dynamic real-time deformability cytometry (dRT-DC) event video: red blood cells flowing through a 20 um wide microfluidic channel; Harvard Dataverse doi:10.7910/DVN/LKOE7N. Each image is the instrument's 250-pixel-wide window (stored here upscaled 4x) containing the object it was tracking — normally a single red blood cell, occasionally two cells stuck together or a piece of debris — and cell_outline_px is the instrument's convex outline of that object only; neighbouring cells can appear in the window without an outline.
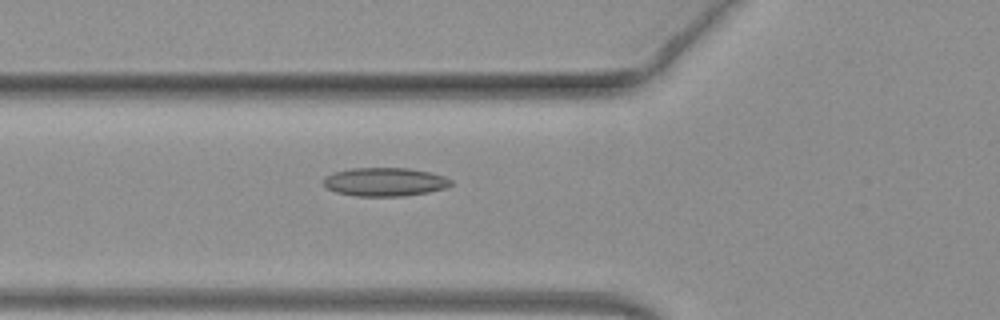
{"species": "common noctule bat (a hibernating species)", "species_latin": "Nyctalus noctula", "temperature_condition": "warm", "stored_images_in_passage": 38, "camera_frame_rate_fps": 3000, "um_per_image_px": 0.085, "animal": {"sex": "female", "body_mass_g": 19.3, "forearm_length_mm": 54.1}, "frame": {"image": 1, "passage_image": 8, "time_ms": 2.333, "image_size_px": [1000, 320], "cell_outline_px": [[452, 184], [448, 188], [428, 192], [404, 196], [356, 196], [336, 192], [328, 188], [324, 184], [324, 176], [336, 172], [352, 168], [408, 168], [432, 172], [444, 176], [452, 180]], "centroid_in_image_um": [32.76, 15.46], "position_along_channel_um": 93.0, "area_um2": 21.27}}
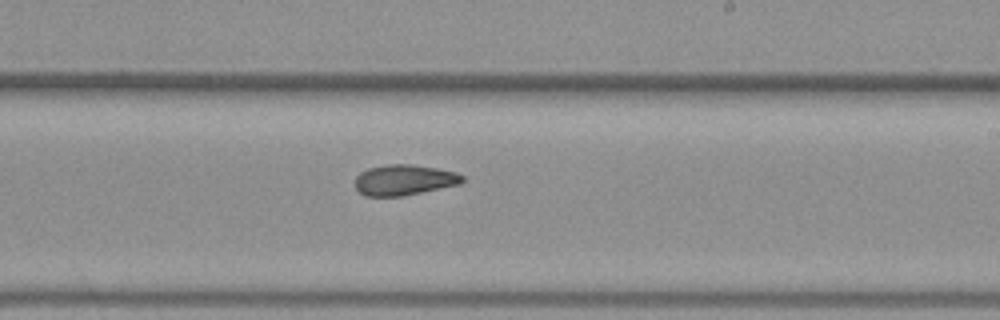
{"frame": {"image": 2, "passage_image": 20, "time_ms": 6.333, "image_size_px": [1000, 320], "cell_outline_px": [[464, 180], [460, 184], [400, 196], [364, 196], [356, 188], [356, 176], [360, 172], [368, 168], [384, 164], [412, 164], [436, 168], [456, 172], [464, 176]], "centroid_in_image_um": [34.34, 15.28], "position_along_channel_um": 254.7, "area_um2": 19.07}}
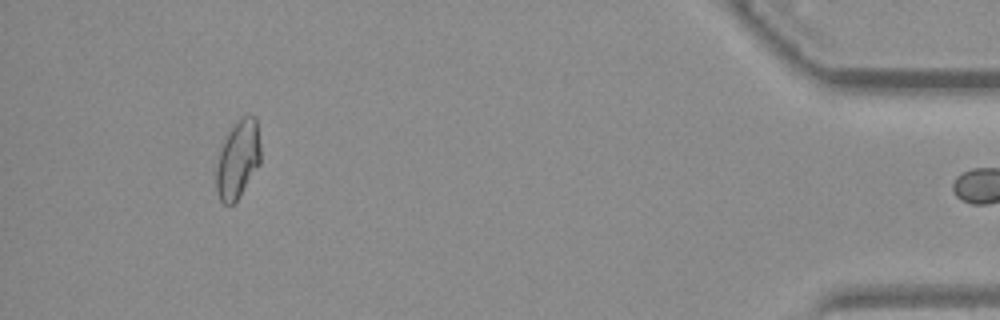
{"frame": {"image": 3, "passage_image": 37, "time_ms": 12.0, "image_size_px": [1000, 320], "cell_outline_px": [[260, 164], [236, 200], [232, 204], [224, 204], [220, 200], [216, 192], [216, 164], [220, 144], [228, 128], [240, 116], [256, 116], [260, 144]], "centroid_in_image_um": [20.18, 13.48], "position_along_channel_um": 415.0, "area_um2": 20.63}, "authors_computed_cell_mechanics": {"area_um2": 19.5075, "velocity_mm_per_s": 4.0316, "shape_relaxation_time_tau1_ms": null, "shape_relaxation_time_tau2_ms": 2.8979, "deformation_change_tau1": null, "deformation_change_tau2": 0.0906}}